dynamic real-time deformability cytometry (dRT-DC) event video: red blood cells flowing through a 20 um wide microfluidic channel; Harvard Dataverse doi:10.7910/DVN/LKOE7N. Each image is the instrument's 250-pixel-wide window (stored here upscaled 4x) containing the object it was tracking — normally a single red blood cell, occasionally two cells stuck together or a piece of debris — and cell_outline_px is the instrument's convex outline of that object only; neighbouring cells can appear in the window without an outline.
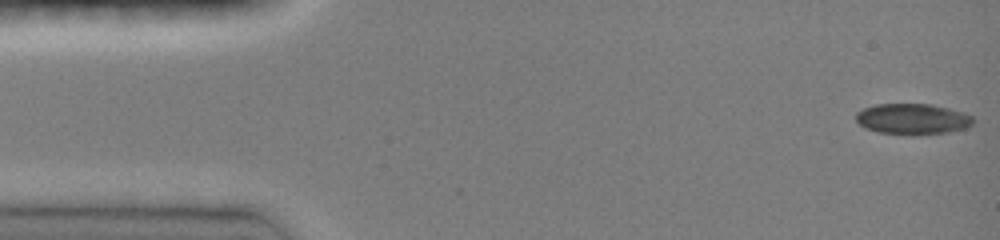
{"species": "common noctule bat (a hibernating species)", "species_latin": "Nyctalus noctula", "temperature_condition": "room temperature", "stored_images_in_passage": 47, "camera_frame_rate_fps": 3000, "um_per_image_px": 0.085, "animal": {"sex": "female", "body_mass_g": 19.0, "forearm_length_mm": 51.5}, "frame": {"image": 1, "passage_image": 1, "time_ms": 0.0, "image_size_px": [1000, 240], "cell_outline_px": [[976, 120], [972, 124], [964, 128], [948, 132], [912, 136], [880, 132], [864, 128], [856, 120], [856, 112], [864, 108], [876, 104], [928, 104], [948, 108], [964, 112], [972, 116]], "centroid_in_image_um": [77.57, 10.12], "position_along_channel_um": 7.4, "area_um2": 21.21}}
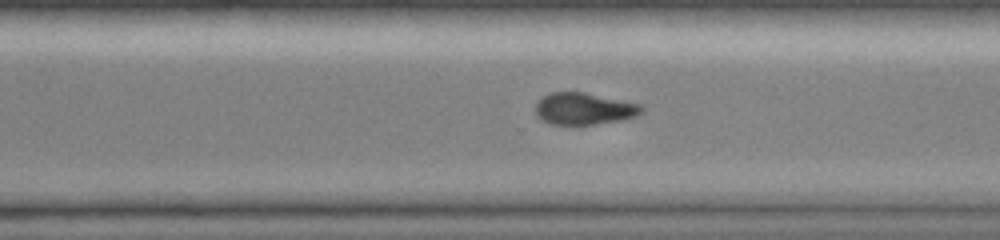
{"frame": {"image": 2, "passage_image": 33, "time_ms": 10.667, "image_size_px": [1000, 240], "cell_outline_px": [[644, 112], [636, 116], [624, 120], [596, 124], [552, 124], [540, 120], [536, 112], [536, 100], [552, 92], [584, 92], [640, 104], [644, 108]], "centroid_in_image_um": [49.66, 9.24], "position_along_channel_um": 320.9, "area_um2": 19.77}}
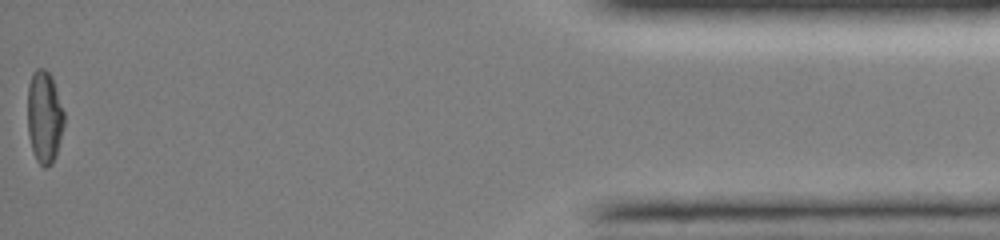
{"frame": {"image": 3, "passage_image": 47, "time_ms": 15.333, "image_size_px": [1000, 240], "cell_outline_px": [[64, 124], [56, 156], [52, 164], [44, 168], [36, 160], [28, 136], [28, 84], [32, 72], [36, 68], [44, 68], [52, 76], [64, 112]], "centroid_in_image_um": [3.77, 9.93], "position_along_channel_um": 431.4, "area_um2": 19.83}, "authors_computed_cell_mechanics": {"area_um2": 21.2704, "velocity_mm_per_s": 4.0498, "shape_relaxation_time_tau1_ms": 4.1215, "shape_relaxation_time_tau2_ms": 9.4064, "deformation_change_tau1": 0.1184, "deformation_change_tau2": 0.1268}}